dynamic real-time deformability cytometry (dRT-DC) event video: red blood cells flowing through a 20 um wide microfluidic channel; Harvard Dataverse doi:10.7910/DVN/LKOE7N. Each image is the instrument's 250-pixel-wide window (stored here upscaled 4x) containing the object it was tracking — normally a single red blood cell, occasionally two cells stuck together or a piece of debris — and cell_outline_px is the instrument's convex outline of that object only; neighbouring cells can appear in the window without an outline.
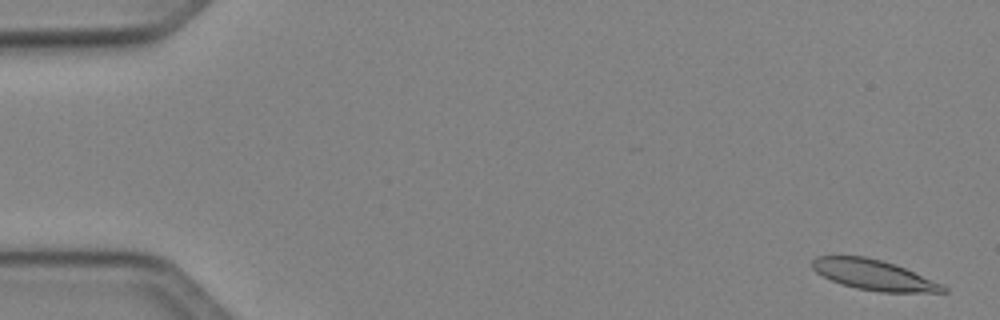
{"species": "Egyptian fruit bat (a non-hibernating species)", "species_latin": "Rousettus aegyptiacus", "temperature_condition": "cold", "stored_images_in_passage": 14, "camera_frame_rate_fps": 3000, "um_per_image_px": 0.085, "animal": {"sex": "female"}, "frame": {"image": 1, "passage_image": 2, "time_ms": 0.333, "image_size_px": [1000, 320], "cell_outline_px": [[948, 292], [880, 292], [856, 288], [840, 284], [816, 272], [812, 268], [812, 260], [816, 256], [864, 256], [896, 264], [944, 284], [948, 288]], "centroid_in_image_um": [74.3, 23.37], "position_along_channel_um": 10.7, "area_um2": 23.18}}